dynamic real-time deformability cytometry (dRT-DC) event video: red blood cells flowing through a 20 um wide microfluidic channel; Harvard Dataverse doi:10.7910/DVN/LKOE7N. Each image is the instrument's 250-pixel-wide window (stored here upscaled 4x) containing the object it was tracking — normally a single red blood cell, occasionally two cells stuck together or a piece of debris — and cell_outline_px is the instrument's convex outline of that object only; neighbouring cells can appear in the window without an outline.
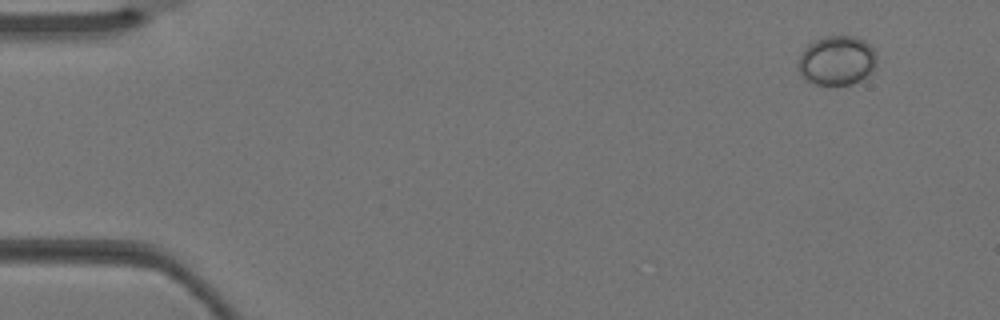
{"species": "Egyptian fruit bat (a non-hibernating species)", "species_latin": "Rousettus aegyptiacus", "temperature_condition": "warm", "stored_images_in_passage": 3, "camera_frame_rate_fps": 3000, "um_per_image_px": 0.085, "animal": {"sex": "female"}, "frame": {"image": 1, "passage_image": 1, "time_ms": 0.0, "image_size_px": [1000, 320], "cell_outline_px": [[876, 68], [868, 76], [852, 84], [816, 84], [804, 80], [796, 64], [800, 56], [808, 44], [824, 36], [852, 36], [864, 40], [872, 48], [876, 56]], "centroid_in_image_um": [71.13, 5.15], "position_along_channel_um": 13.9, "area_um2": 22.66}}